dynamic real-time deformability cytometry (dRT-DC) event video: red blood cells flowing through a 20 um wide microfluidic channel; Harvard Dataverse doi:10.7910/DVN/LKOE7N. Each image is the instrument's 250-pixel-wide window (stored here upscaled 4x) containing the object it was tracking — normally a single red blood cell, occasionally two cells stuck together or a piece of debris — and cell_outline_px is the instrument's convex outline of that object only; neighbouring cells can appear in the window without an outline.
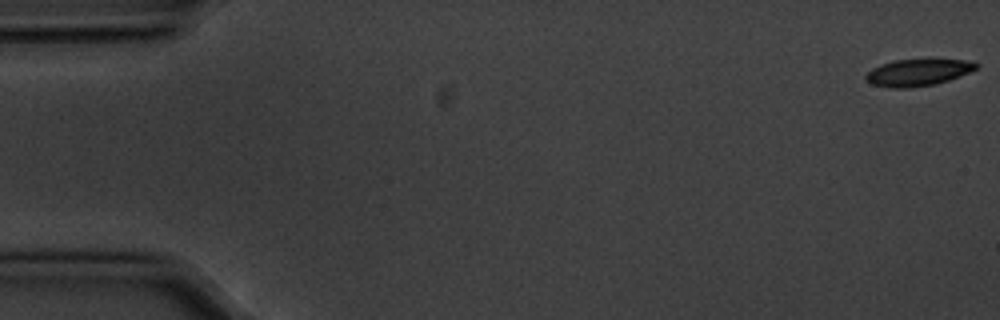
{"species": "common noctule bat (a hibernating species)", "species_latin": "Nyctalus noctula", "temperature_condition": "cold", "stored_images_in_passage": 56, "camera_frame_rate_fps": 3000, "um_per_image_px": 0.085, "animal": {"sex": "male", "body_mass_g": 20.1, "forearm_length_mm": 53.5}, "frame": {"image": 1, "passage_image": 1, "time_ms": 0.0, "image_size_px": [1000, 320], "cell_outline_px": [[980, 64], [976, 68], [968, 72], [948, 80], [936, 84], [908, 88], [892, 88], [872, 84], [864, 76], [872, 68], [880, 64], [896, 60], [964, 60]], "centroid_in_image_um": [77.98, 6.17], "position_along_channel_um": 7.0, "area_um2": 16.88}}
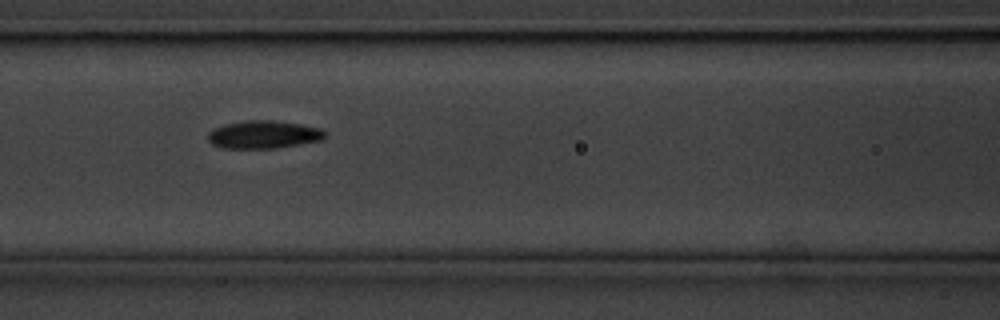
{"frame": {"image": 2, "passage_image": 24, "time_ms": 7.667, "image_size_px": [1000, 320], "cell_outline_px": [[328, 136], [324, 140], [276, 148], [224, 148], [212, 144], [208, 140], [208, 132], [212, 128], [224, 124], [244, 120], [272, 120], [300, 124], [320, 128], [328, 132]], "centroid_in_image_um": [22.44, 11.43], "position_along_channel_um": 144.2, "area_um2": 19.31}}
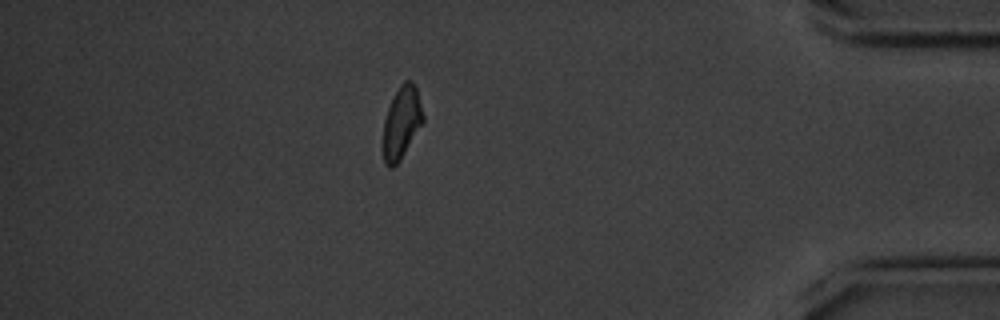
{"frame": {"image": 3, "passage_image": 49, "time_ms": 16.0, "image_size_px": [1000, 320], "cell_outline_px": [[424, 124], [400, 160], [392, 168], [388, 168], [384, 164], [380, 148], [384, 120], [388, 108], [400, 84], [404, 80], [408, 80], [416, 88], [424, 116]], "centroid_in_image_um": [34.1, 10.52], "position_along_channel_um": 401.1, "area_um2": 17.34}, "authors_computed_cell_mechanics": {"area_um2": 17.8891, "velocity_mm_per_s": 3.5701, "shape_relaxation_time_tau1_ms": 2.7682, "shape_relaxation_time_tau2_ms": null, "deformation_change_tau1": 0.1005, "deformation_change_tau2": null}}